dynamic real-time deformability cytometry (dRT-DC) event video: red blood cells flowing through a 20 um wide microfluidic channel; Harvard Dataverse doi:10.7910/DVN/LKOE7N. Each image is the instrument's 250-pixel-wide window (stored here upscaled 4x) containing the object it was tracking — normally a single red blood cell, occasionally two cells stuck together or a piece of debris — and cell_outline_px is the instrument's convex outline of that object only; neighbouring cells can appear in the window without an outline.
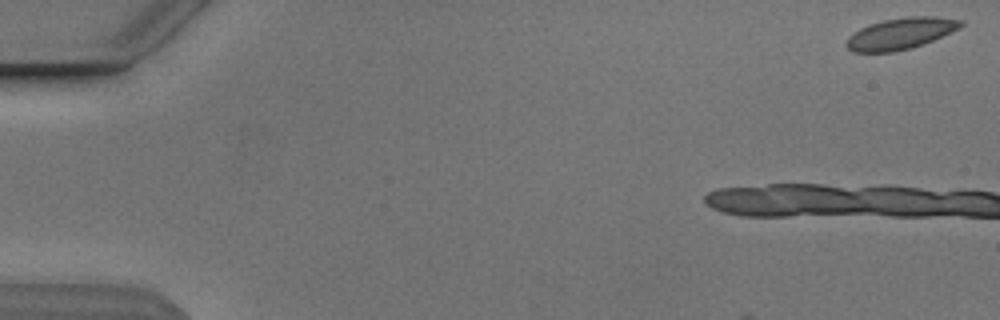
{"species": "Egyptian fruit bat (a non-hibernating species)", "species_latin": "Rousettus aegyptiacus", "temperature_condition": "cold", "stored_images_in_passage": 4, "camera_frame_rate_fps": 3000, "um_per_image_px": 0.085, "animal": {"sex": "male"}, "frame": {"image": 1, "passage_image": 1, "time_ms": 0.0, "image_size_px": [1000, 320], "cell_outline_px": [[964, 24], [960, 28], [932, 40], [912, 48], [892, 52], [852, 52], [844, 44], [848, 36], [852, 32], [868, 24], [884, 20], [908, 16], [936, 16], [964, 20]], "centroid_in_image_um": [76.53, 2.84], "position_along_channel_um": 8.5, "area_um2": 21.1}}